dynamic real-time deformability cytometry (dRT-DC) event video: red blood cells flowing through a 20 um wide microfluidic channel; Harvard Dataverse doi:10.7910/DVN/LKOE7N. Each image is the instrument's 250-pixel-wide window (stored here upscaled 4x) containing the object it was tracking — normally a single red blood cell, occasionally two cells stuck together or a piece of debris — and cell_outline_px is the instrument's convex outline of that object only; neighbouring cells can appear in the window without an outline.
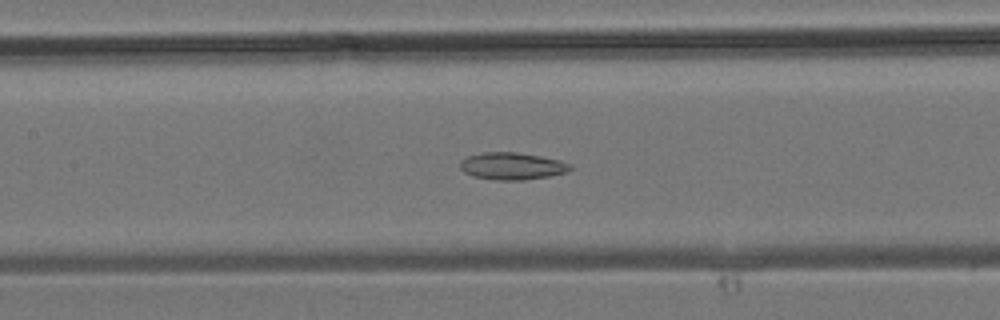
{"species": "common noctule bat (a hibernating species)", "species_latin": "Nyctalus noctula", "temperature_condition": "room temperature", "stored_images_in_passage": 38, "camera_frame_rate_fps": 3000, "um_per_image_px": 0.085, "animal": {"sex": "male", "body_mass_g": 19.2, "forearm_length_mm": 51.8}, "frame": {"image": 1, "passage_image": 17, "time_ms": 5.333, "image_size_px": [1000, 320], "cell_outline_px": [[572, 168], [568, 172], [548, 176], [524, 180], [496, 180], [472, 176], [464, 172], [460, 168], [460, 160], [468, 156], [480, 152], [516, 152], [540, 156], [560, 160], [572, 164]], "centroid_in_image_um": [43.52, 14.11], "position_along_channel_um": 163.9, "area_um2": 17.57}}
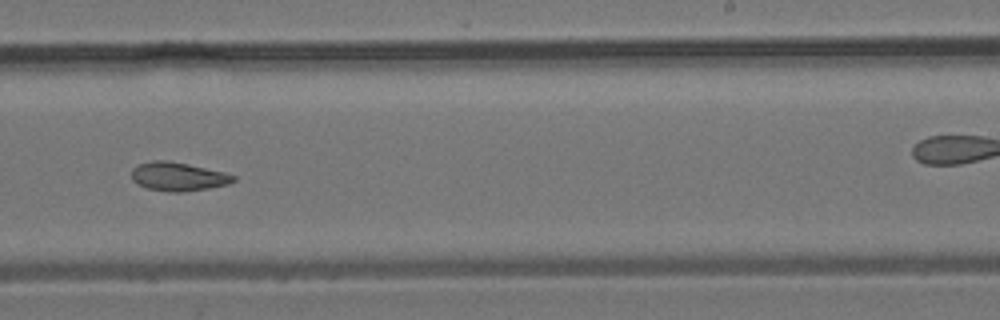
{"frame": {"image": 2, "passage_image": 23, "time_ms": 7.333, "image_size_px": [1000, 320], "cell_outline_px": [[236, 180], [228, 184], [208, 188], [180, 192], [168, 192], [148, 188], [136, 184], [132, 180], [132, 168], [136, 164], [152, 160], [168, 160], [224, 172], [236, 176]], "centroid_in_image_um": [15.1, 15.0], "position_along_channel_um": 273.9, "area_um2": 17.05}}
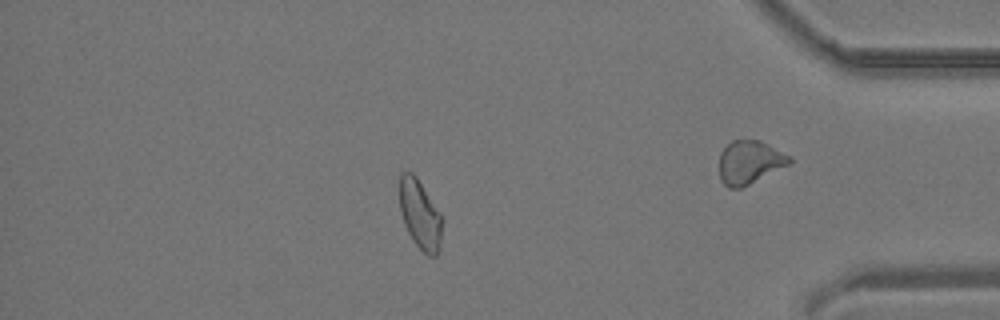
{"frame": {"image": 3, "passage_image": 32, "time_ms": 10.333, "image_size_px": [1000, 320], "cell_outline_px": [[440, 248], [436, 256], [428, 256], [412, 240], [404, 224], [400, 208], [400, 172], [412, 172], [416, 176], [440, 212]], "centroid_in_image_um": [35.68, 18.22], "position_along_channel_um": 399.5, "area_um2": 16.82}}